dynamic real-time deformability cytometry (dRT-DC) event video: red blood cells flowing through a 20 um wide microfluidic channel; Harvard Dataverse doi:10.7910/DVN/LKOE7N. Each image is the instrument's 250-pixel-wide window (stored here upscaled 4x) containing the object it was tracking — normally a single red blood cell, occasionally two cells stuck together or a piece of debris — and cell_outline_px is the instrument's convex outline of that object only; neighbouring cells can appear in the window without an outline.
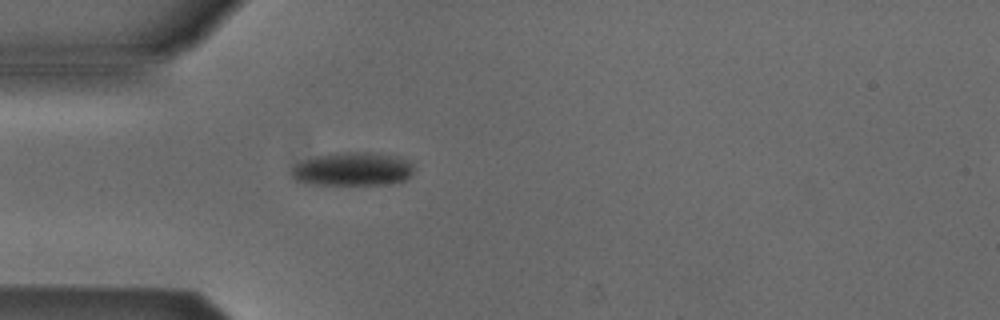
{"species": "Egyptian fruit bat (a non-hibernating species)", "species_latin": "Rousettus aegyptiacus", "temperature_condition": "cold", "stored_images_in_passage": 2, "camera_frame_rate_fps": 3000, "um_per_image_px": 0.085, "animal": {"sex": "male"}, "frame": {"image": 1, "passage_image": 2, "time_ms": 0.333, "image_size_px": [1000, 320], "cell_outline_px": [[412, 172], [404, 180], [384, 184], [312, 184], [296, 180], [292, 176], [292, 164], [300, 160], [316, 156], [344, 152], [368, 152], [396, 156], [412, 164]], "centroid_in_image_um": [29.9, 14.36], "position_along_channel_um": 55.1, "area_um2": 23.58}}